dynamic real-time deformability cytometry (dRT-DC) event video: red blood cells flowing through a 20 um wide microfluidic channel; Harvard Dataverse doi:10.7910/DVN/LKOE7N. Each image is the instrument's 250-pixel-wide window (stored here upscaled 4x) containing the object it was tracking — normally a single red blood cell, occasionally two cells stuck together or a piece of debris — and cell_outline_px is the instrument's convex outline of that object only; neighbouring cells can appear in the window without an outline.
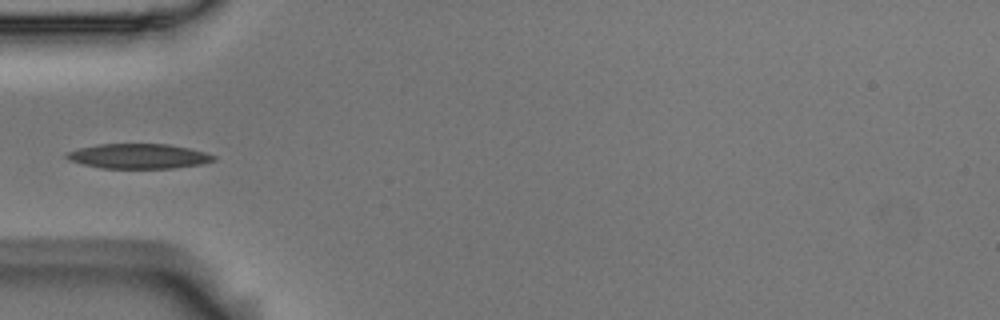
{"species": "Egyptian fruit bat (a non-hibernating species)", "species_latin": "Rousettus aegyptiacus", "temperature_condition": "room temperature", "stored_images_in_passage": 3, "camera_frame_rate_fps": 3000, "um_per_image_px": 0.085, "animal": {"sex": "male"}, "frame": {"image": 1, "passage_image": 3, "time_ms": 0.667, "image_size_px": [1000, 320], "cell_outline_px": [[216, 160], [204, 164], [172, 168], [100, 168], [80, 164], [68, 160], [64, 156], [68, 152], [80, 148], [100, 144], [168, 144], [188, 148], [204, 152], [216, 156]], "centroid_in_image_um": [11.78, 13.28], "position_along_channel_um": 73.2, "area_um2": 21.33}}